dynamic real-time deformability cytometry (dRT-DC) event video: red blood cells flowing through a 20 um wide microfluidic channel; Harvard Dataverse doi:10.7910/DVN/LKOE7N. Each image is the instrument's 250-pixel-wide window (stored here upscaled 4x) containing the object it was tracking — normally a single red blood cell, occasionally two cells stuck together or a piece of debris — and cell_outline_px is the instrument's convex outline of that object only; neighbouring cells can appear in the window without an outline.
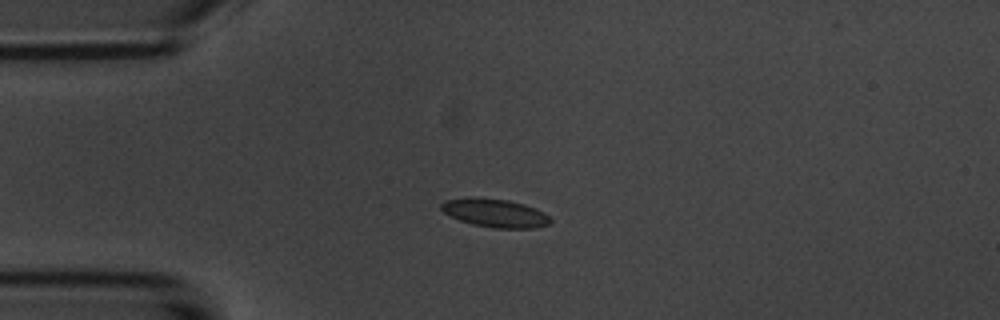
{"species": "common noctule bat (a hibernating species)", "species_latin": "Nyctalus noctula", "temperature_condition": "room temperature", "stored_images_in_passage": 10, "camera_frame_rate_fps": 3000, "um_per_image_px": 0.085, "animal": {"sex": "male", "body_mass_g": 20.1, "forearm_length_mm": 53.5}, "frame": {"image": 1, "passage_image": 4, "time_ms": 3.333, "image_size_px": [1000, 320], "cell_outline_px": [[552, 220], [548, 224], [536, 228], [492, 228], [472, 224], [460, 220], [444, 212], [440, 208], [440, 204], [444, 200], [468, 196], [476, 196], [508, 200], [524, 204], [536, 208], [544, 212]], "centroid_in_image_um": [42.05, 18.08], "position_along_channel_um": 42.9, "area_um2": 18.32}}
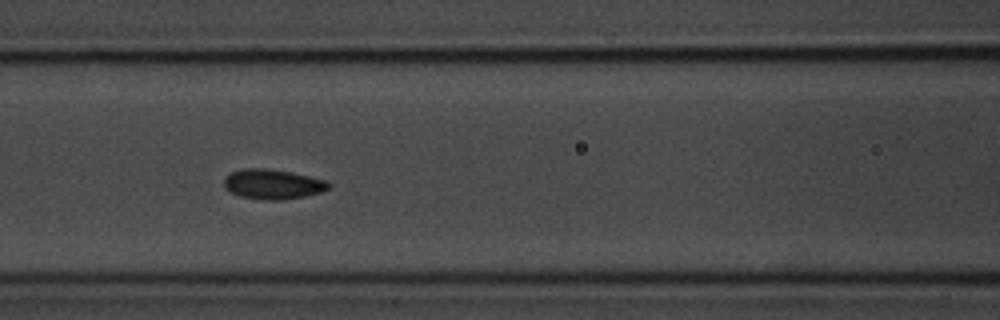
{"frame": {"image": 2, "passage_image": 7, "time_ms": 6.667, "image_size_px": [1000, 320], "cell_outline_px": [[332, 184], [324, 192], [304, 196], [280, 200], [264, 200], [240, 196], [224, 188], [224, 180], [232, 172], [244, 168], [264, 168], [292, 172], [328, 180]], "centroid_in_image_um": [23.24, 15.65], "position_along_channel_um": 143.4, "area_um2": 18.26}}
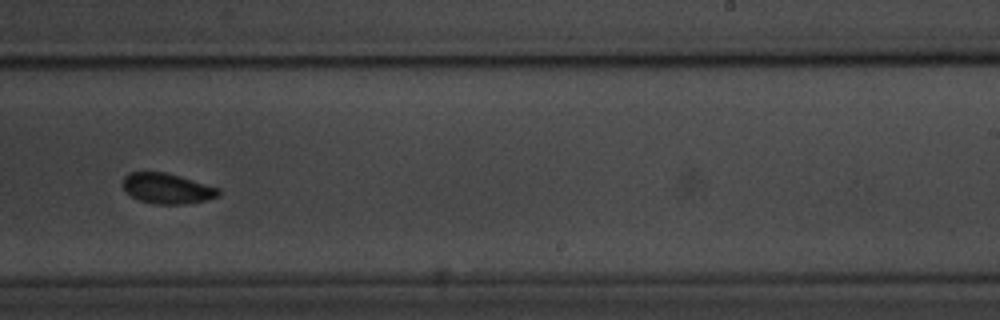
{"frame": {"image": 3, "passage_image": 10, "time_ms": 10.333, "image_size_px": [1000, 320], "cell_outline_px": [[224, 192], [220, 196], [204, 200], [184, 204], [152, 204], [140, 200], [132, 196], [124, 188], [124, 176], [128, 172], [164, 172], [180, 176], [220, 188]], "centroid_in_image_um": [14.26, 16.02], "position_along_channel_um": 274.7, "area_um2": 16.94}}